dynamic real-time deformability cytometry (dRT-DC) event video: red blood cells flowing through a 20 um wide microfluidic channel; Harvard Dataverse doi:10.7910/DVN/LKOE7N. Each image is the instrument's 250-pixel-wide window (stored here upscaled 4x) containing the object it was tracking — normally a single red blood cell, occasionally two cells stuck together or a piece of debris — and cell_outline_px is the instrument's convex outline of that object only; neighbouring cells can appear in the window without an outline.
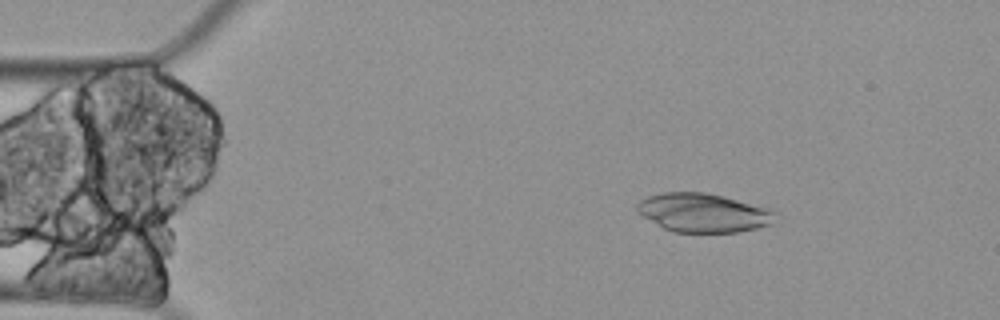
{"species": "Egyptian fruit bat (a non-hibernating species)", "species_latin": "Rousettus aegyptiacus", "temperature_condition": "cold", "stored_images_in_passage": 5, "camera_frame_rate_fps": 3000, "um_per_image_px": 0.085, "animal": {"sex": "female"}, "frame": {"image": 1, "passage_image": 3, "time_ms": 0.667, "image_size_px": [1000, 320], "cell_outline_px": [[776, 212], [772, 224], [756, 228], [736, 232], [672, 232], [664, 228], [636, 212], [636, 204], [640, 200], [648, 196], [664, 192], [704, 192], [724, 196], [772, 208]], "centroid_in_image_um": [59.79, 18.07], "position_along_channel_um": 25.2, "area_um2": 31.39}}